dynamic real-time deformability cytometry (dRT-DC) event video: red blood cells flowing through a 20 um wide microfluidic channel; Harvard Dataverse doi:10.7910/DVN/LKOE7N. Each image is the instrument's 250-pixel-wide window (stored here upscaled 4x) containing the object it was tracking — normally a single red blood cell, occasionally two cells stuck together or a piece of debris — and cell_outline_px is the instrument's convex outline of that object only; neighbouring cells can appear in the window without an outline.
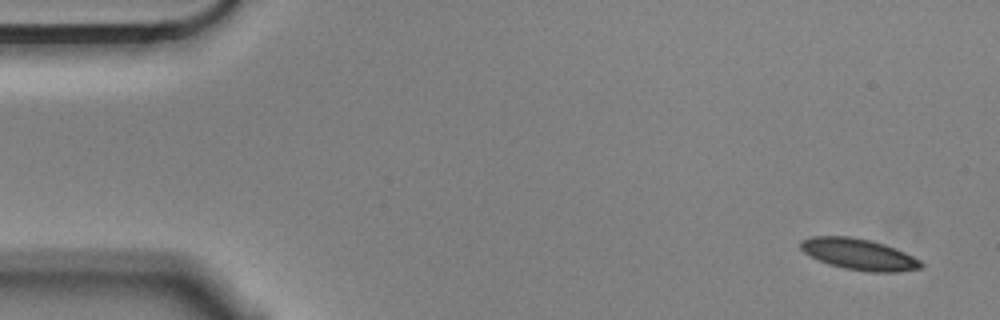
{"species": "Egyptian fruit bat (a non-hibernating species)", "species_latin": "Rousettus aegyptiacus", "temperature_condition": "cold", "stored_images_in_passage": 6, "camera_frame_rate_fps": 3000, "um_per_image_px": 0.085, "animal": {"sex": "male"}, "frame": {"image": 1, "passage_image": 1, "time_ms": 0.0, "image_size_px": [1000, 320], "cell_outline_px": [[924, 264], [920, 268], [900, 272], [868, 272], [844, 268], [828, 264], [804, 252], [800, 248], [800, 240], [812, 236], [848, 236], [872, 240], [884, 244], [904, 252], [920, 260]], "centroid_in_image_um": [73.01, 21.61], "position_along_channel_um": 12.0, "area_um2": 21.85}}
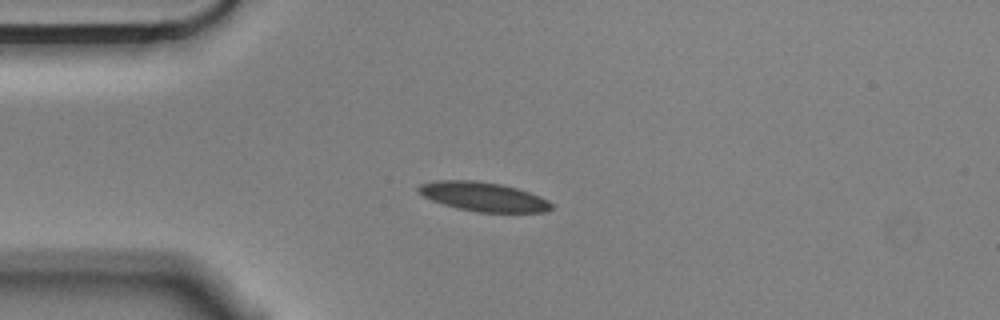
{"frame": {"image": 2, "passage_image": 4, "time_ms": 1.0, "image_size_px": [1000, 320], "cell_outline_px": [[552, 208], [544, 212], [476, 212], [456, 208], [432, 200], [416, 192], [416, 188], [420, 184], [432, 180], [476, 180], [500, 184], [516, 188], [540, 196], [548, 200], [552, 204]], "centroid_in_image_um": [41.04, 16.71], "position_along_channel_um": 44.0, "area_um2": 22.66}}
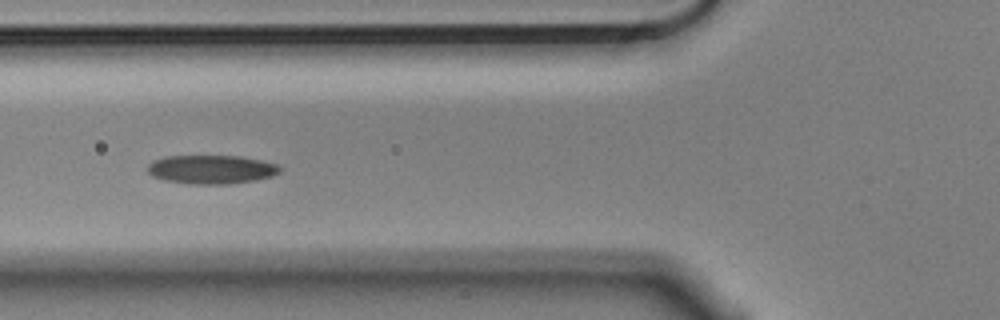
{"frame": {"image": 3, "passage_image": 6, "time_ms": 1.667, "image_size_px": [1000, 320], "cell_outline_px": [[280, 172], [272, 176], [256, 180], [228, 184], [192, 184], [164, 180], [152, 176], [148, 172], [148, 164], [152, 160], [164, 156], [240, 156], [280, 164]], "centroid_in_image_um": [17.96, 14.4], "position_along_channel_um": 107.8, "area_um2": 22.31}}